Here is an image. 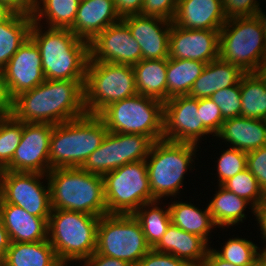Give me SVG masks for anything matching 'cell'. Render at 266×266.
Masks as SVG:
<instances>
[{
	"label": "cell",
	"mask_w": 266,
	"mask_h": 266,
	"mask_svg": "<svg viewBox=\"0 0 266 266\" xmlns=\"http://www.w3.org/2000/svg\"><path fill=\"white\" fill-rule=\"evenodd\" d=\"M85 80H45L16 96L11 114L26 123L60 124L85 116Z\"/></svg>",
	"instance_id": "obj_1"
},
{
	"label": "cell",
	"mask_w": 266,
	"mask_h": 266,
	"mask_svg": "<svg viewBox=\"0 0 266 266\" xmlns=\"http://www.w3.org/2000/svg\"><path fill=\"white\" fill-rule=\"evenodd\" d=\"M43 29L41 23L33 22L29 37L39 48L45 79L85 80L89 42L78 38L70 29Z\"/></svg>",
	"instance_id": "obj_2"
},
{
	"label": "cell",
	"mask_w": 266,
	"mask_h": 266,
	"mask_svg": "<svg viewBox=\"0 0 266 266\" xmlns=\"http://www.w3.org/2000/svg\"><path fill=\"white\" fill-rule=\"evenodd\" d=\"M52 209L107 215L103 177L82 168H55L47 174Z\"/></svg>",
	"instance_id": "obj_3"
},
{
	"label": "cell",
	"mask_w": 266,
	"mask_h": 266,
	"mask_svg": "<svg viewBox=\"0 0 266 266\" xmlns=\"http://www.w3.org/2000/svg\"><path fill=\"white\" fill-rule=\"evenodd\" d=\"M107 133L106 125L98 115L86 114L54 125L49 146L51 169L81 168Z\"/></svg>",
	"instance_id": "obj_4"
},
{
	"label": "cell",
	"mask_w": 266,
	"mask_h": 266,
	"mask_svg": "<svg viewBox=\"0 0 266 266\" xmlns=\"http://www.w3.org/2000/svg\"><path fill=\"white\" fill-rule=\"evenodd\" d=\"M100 217L76 211L52 209L48 219L47 240L61 264L81 261L96 250Z\"/></svg>",
	"instance_id": "obj_5"
},
{
	"label": "cell",
	"mask_w": 266,
	"mask_h": 266,
	"mask_svg": "<svg viewBox=\"0 0 266 266\" xmlns=\"http://www.w3.org/2000/svg\"><path fill=\"white\" fill-rule=\"evenodd\" d=\"M197 147L199 146L191 143L164 139L153 142L145 161L150 189L156 200L161 201L163 197L175 198L180 194L185 173L189 168V171L194 169L192 164Z\"/></svg>",
	"instance_id": "obj_6"
},
{
	"label": "cell",
	"mask_w": 266,
	"mask_h": 266,
	"mask_svg": "<svg viewBox=\"0 0 266 266\" xmlns=\"http://www.w3.org/2000/svg\"><path fill=\"white\" fill-rule=\"evenodd\" d=\"M98 116L108 132L163 139L164 102L139 93L109 104Z\"/></svg>",
	"instance_id": "obj_7"
},
{
	"label": "cell",
	"mask_w": 266,
	"mask_h": 266,
	"mask_svg": "<svg viewBox=\"0 0 266 266\" xmlns=\"http://www.w3.org/2000/svg\"><path fill=\"white\" fill-rule=\"evenodd\" d=\"M219 57L244 73L266 63V36L256 16L227 19L220 29Z\"/></svg>",
	"instance_id": "obj_8"
},
{
	"label": "cell",
	"mask_w": 266,
	"mask_h": 266,
	"mask_svg": "<svg viewBox=\"0 0 266 266\" xmlns=\"http://www.w3.org/2000/svg\"><path fill=\"white\" fill-rule=\"evenodd\" d=\"M137 93L132 66L88 61L84 84L87 114L98 115L109 104Z\"/></svg>",
	"instance_id": "obj_9"
},
{
	"label": "cell",
	"mask_w": 266,
	"mask_h": 266,
	"mask_svg": "<svg viewBox=\"0 0 266 266\" xmlns=\"http://www.w3.org/2000/svg\"><path fill=\"white\" fill-rule=\"evenodd\" d=\"M151 249L140 222L133 214L100 217L95 250L98 254L125 260L136 266Z\"/></svg>",
	"instance_id": "obj_10"
},
{
	"label": "cell",
	"mask_w": 266,
	"mask_h": 266,
	"mask_svg": "<svg viewBox=\"0 0 266 266\" xmlns=\"http://www.w3.org/2000/svg\"><path fill=\"white\" fill-rule=\"evenodd\" d=\"M102 177L107 214H133L143 204L156 200L145 160L125 164Z\"/></svg>",
	"instance_id": "obj_11"
},
{
	"label": "cell",
	"mask_w": 266,
	"mask_h": 266,
	"mask_svg": "<svg viewBox=\"0 0 266 266\" xmlns=\"http://www.w3.org/2000/svg\"><path fill=\"white\" fill-rule=\"evenodd\" d=\"M153 142L142 134L108 132L81 168L103 176L125 164L146 160Z\"/></svg>",
	"instance_id": "obj_12"
},
{
	"label": "cell",
	"mask_w": 266,
	"mask_h": 266,
	"mask_svg": "<svg viewBox=\"0 0 266 266\" xmlns=\"http://www.w3.org/2000/svg\"><path fill=\"white\" fill-rule=\"evenodd\" d=\"M45 178V184L42 179ZM47 180V181H46ZM0 203L17 205L33 216L49 218L52 212L47 176L42 173L0 171Z\"/></svg>",
	"instance_id": "obj_13"
},
{
	"label": "cell",
	"mask_w": 266,
	"mask_h": 266,
	"mask_svg": "<svg viewBox=\"0 0 266 266\" xmlns=\"http://www.w3.org/2000/svg\"><path fill=\"white\" fill-rule=\"evenodd\" d=\"M208 134L211 135L201 121L198 99L184 95L164 102V140L200 145V139Z\"/></svg>",
	"instance_id": "obj_14"
},
{
	"label": "cell",
	"mask_w": 266,
	"mask_h": 266,
	"mask_svg": "<svg viewBox=\"0 0 266 266\" xmlns=\"http://www.w3.org/2000/svg\"><path fill=\"white\" fill-rule=\"evenodd\" d=\"M53 127L49 123L23 122L21 141L4 170L46 175L51 170L49 146Z\"/></svg>",
	"instance_id": "obj_15"
},
{
	"label": "cell",
	"mask_w": 266,
	"mask_h": 266,
	"mask_svg": "<svg viewBox=\"0 0 266 266\" xmlns=\"http://www.w3.org/2000/svg\"><path fill=\"white\" fill-rule=\"evenodd\" d=\"M141 60L140 45L122 19L108 26L89 42V61L134 66Z\"/></svg>",
	"instance_id": "obj_16"
},
{
	"label": "cell",
	"mask_w": 266,
	"mask_h": 266,
	"mask_svg": "<svg viewBox=\"0 0 266 266\" xmlns=\"http://www.w3.org/2000/svg\"><path fill=\"white\" fill-rule=\"evenodd\" d=\"M3 69L12 100L46 80L39 48L30 37L19 47Z\"/></svg>",
	"instance_id": "obj_17"
},
{
	"label": "cell",
	"mask_w": 266,
	"mask_h": 266,
	"mask_svg": "<svg viewBox=\"0 0 266 266\" xmlns=\"http://www.w3.org/2000/svg\"><path fill=\"white\" fill-rule=\"evenodd\" d=\"M220 30L184 29L172 23L169 58L209 63L219 57Z\"/></svg>",
	"instance_id": "obj_18"
},
{
	"label": "cell",
	"mask_w": 266,
	"mask_h": 266,
	"mask_svg": "<svg viewBox=\"0 0 266 266\" xmlns=\"http://www.w3.org/2000/svg\"><path fill=\"white\" fill-rule=\"evenodd\" d=\"M122 20L140 45L142 59L156 60L169 57L172 21L142 15H131Z\"/></svg>",
	"instance_id": "obj_19"
},
{
	"label": "cell",
	"mask_w": 266,
	"mask_h": 266,
	"mask_svg": "<svg viewBox=\"0 0 266 266\" xmlns=\"http://www.w3.org/2000/svg\"><path fill=\"white\" fill-rule=\"evenodd\" d=\"M226 21L222 0H179L172 22L184 29L220 30Z\"/></svg>",
	"instance_id": "obj_20"
},
{
	"label": "cell",
	"mask_w": 266,
	"mask_h": 266,
	"mask_svg": "<svg viewBox=\"0 0 266 266\" xmlns=\"http://www.w3.org/2000/svg\"><path fill=\"white\" fill-rule=\"evenodd\" d=\"M113 0H83L70 31L85 41L90 42L111 24L120 21Z\"/></svg>",
	"instance_id": "obj_21"
},
{
	"label": "cell",
	"mask_w": 266,
	"mask_h": 266,
	"mask_svg": "<svg viewBox=\"0 0 266 266\" xmlns=\"http://www.w3.org/2000/svg\"><path fill=\"white\" fill-rule=\"evenodd\" d=\"M48 219L33 216L17 205L0 203V221L11 242L47 240Z\"/></svg>",
	"instance_id": "obj_22"
},
{
	"label": "cell",
	"mask_w": 266,
	"mask_h": 266,
	"mask_svg": "<svg viewBox=\"0 0 266 266\" xmlns=\"http://www.w3.org/2000/svg\"><path fill=\"white\" fill-rule=\"evenodd\" d=\"M216 138L246 153L256 150L266 146V120L242 116L225 119Z\"/></svg>",
	"instance_id": "obj_23"
},
{
	"label": "cell",
	"mask_w": 266,
	"mask_h": 266,
	"mask_svg": "<svg viewBox=\"0 0 266 266\" xmlns=\"http://www.w3.org/2000/svg\"><path fill=\"white\" fill-rule=\"evenodd\" d=\"M208 244L203 238L188 233L171 223L153 249L174 255L186 261L190 266H199L211 248Z\"/></svg>",
	"instance_id": "obj_24"
},
{
	"label": "cell",
	"mask_w": 266,
	"mask_h": 266,
	"mask_svg": "<svg viewBox=\"0 0 266 266\" xmlns=\"http://www.w3.org/2000/svg\"><path fill=\"white\" fill-rule=\"evenodd\" d=\"M244 72L220 57L206 63L201 75L194 82L188 96L195 99L210 98L220 89L237 85Z\"/></svg>",
	"instance_id": "obj_25"
},
{
	"label": "cell",
	"mask_w": 266,
	"mask_h": 266,
	"mask_svg": "<svg viewBox=\"0 0 266 266\" xmlns=\"http://www.w3.org/2000/svg\"><path fill=\"white\" fill-rule=\"evenodd\" d=\"M215 193L212 200L209 201L208 208L213 222L218 228H228L242 223L246 219L244 212L247 205L250 207L248 209H251V212L255 215V208L250 202L228 191L222 185H218V191Z\"/></svg>",
	"instance_id": "obj_26"
},
{
	"label": "cell",
	"mask_w": 266,
	"mask_h": 266,
	"mask_svg": "<svg viewBox=\"0 0 266 266\" xmlns=\"http://www.w3.org/2000/svg\"><path fill=\"white\" fill-rule=\"evenodd\" d=\"M4 261L5 266H61L48 240L11 242Z\"/></svg>",
	"instance_id": "obj_27"
},
{
	"label": "cell",
	"mask_w": 266,
	"mask_h": 266,
	"mask_svg": "<svg viewBox=\"0 0 266 266\" xmlns=\"http://www.w3.org/2000/svg\"><path fill=\"white\" fill-rule=\"evenodd\" d=\"M171 223L180 229L203 238L207 243L211 237L210 233L216 225L213 222L208 205L203 209H199L196 205L188 202L169 203Z\"/></svg>",
	"instance_id": "obj_28"
},
{
	"label": "cell",
	"mask_w": 266,
	"mask_h": 266,
	"mask_svg": "<svg viewBox=\"0 0 266 266\" xmlns=\"http://www.w3.org/2000/svg\"><path fill=\"white\" fill-rule=\"evenodd\" d=\"M139 94L167 100V59H142L132 66Z\"/></svg>",
	"instance_id": "obj_29"
},
{
	"label": "cell",
	"mask_w": 266,
	"mask_h": 266,
	"mask_svg": "<svg viewBox=\"0 0 266 266\" xmlns=\"http://www.w3.org/2000/svg\"><path fill=\"white\" fill-rule=\"evenodd\" d=\"M32 15L12 13L0 22V67H4L29 38Z\"/></svg>",
	"instance_id": "obj_30"
},
{
	"label": "cell",
	"mask_w": 266,
	"mask_h": 266,
	"mask_svg": "<svg viewBox=\"0 0 266 266\" xmlns=\"http://www.w3.org/2000/svg\"><path fill=\"white\" fill-rule=\"evenodd\" d=\"M206 63L189 59L167 58V100L188 95Z\"/></svg>",
	"instance_id": "obj_31"
},
{
	"label": "cell",
	"mask_w": 266,
	"mask_h": 266,
	"mask_svg": "<svg viewBox=\"0 0 266 266\" xmlns=\"http://www.w3.org/2000/svg\"><path fill=\"white\" fill-rule=\"evenodd\" d=\"M42 4V5H41ZM79 0H35L33 22L40 24L43 18L47 28L70 29L79 8Z\"/></svg>",
	"instance_id": "obj_32"
},
{
	"label": "cell",
	"mask_w": 266,
	"mask_h": 266,
	"mask_svg": "<svg viewBox=\"0 0 266 266\" xmlns=\"http://www.w3.org/2000/svg\"><path fill=\"white\" fill-rule=\"evenodd\" d=\"M241 116L266 120V85L256 72L244 73L240 79Z\"/></svg>",
	"instance_id": "obj_33"
},
{
	"label": "cell",
	"mask_w": 266,
	"mask_h": 266,
	"mask_svg": "<svg viewBox=\"0 0 266 266\" xmlns=\"http://www.w3.org/2000/svg\"><path fill=\"white\" fill-rule=\"evenodd\" d=\"M160 200L145 203L133 215L140 222L147 243L153 249L171 224L169 206L161 208Z\"/></svg>",
	"instance_id": "obj_34"
},
{
	"label": "cell",
	"mask_w": 266,
	"mask_h": 266,
	"mask_svg": "<svg viewBox=\"0 0 266 266\" xmlns=\"http://www.w3.org/2000/svg\"><path fill=\"white\" fill-rule=\"evenodd\" d=\"M212 249L220 258L235 266H257L266 257L260 247L241 237L229 238L221 250Z\"/></svg>",
	"instance_id": "obj_35"
},
{
	"label": "cell",
	"mask_w": 266,
	"mask_h": 266,
	"mask_svg": "<svg viewBox=\"0 0 266 266\" xmlns=\"http://www.w3.org/2000/svg\"><path fill=\"white\" fill-rule=\"evenodd\" d=\"M23 132V121L17 120L11 113L0 115V171L11 162Z\"/></svg>",
	"instance_id": "obj_36"
},
{
	"label": "cell",
	"mask_w": 266,
	"mask_h": 266,
	"mask_svg": "<svg viewBox=\"0 0 266 266\" xmlns=\"http://www.w3.org/2000/svg\"><path fill=\"white\" fill-rule=\"evenodd\" d=\"M228 191L246 199L256 208L266 197L255 176L246 168L222 184Z\"/></svg>",
	"instance_id": "obj_37"
},
{
	"label": "cell",
	"mask_w": 266,
	"mask_h": 266,
	"mask_svg": "<svg viewBox=\"0 0 266 266\" xmlns=\"http://www.w3.org/2000/svg\"><path fill=\"white\" fill-rule=\"evenodd\" d=\"M216 161L218 185H222L229 178L234 177L237 173L247 168V153L236 148L229 147L222 151Z\"/></svg>",
	"instance_id": "obj_38"
},
{
	"label": "cell",
	"mask_w": 266,
	"mask_h": 266,
	"mask_svg": "<svg viewBox=\"0 0 266 266\" xmlns=\"http://www.w3.org/2000/svg\"><path fill=\"white\" fill-rule=\"evenodd\" d=\"M210 98L220 108L224 119L241 116L240 82L237 85L218 90Z\"/></svg>",
	"instance_id": "obj_39"
},
{
	"label": "cell",
	"mask_w": 266,
	"mask_h": 266,
	"mask_svg": "<svg viewBox=\"0 0 266 266\" xmlns=\"http://www.w3.org/2000/svg\"><path fill=\"white\" fill-rule=\"evenodd\" d=\"M198 110H200L203 126L211 133L212 137H215L225 120L220 108L211 98H202L198 99Z\"/></svg>",
	"instance_id": "obj_40"
},
{
	"label": "cell",
	"mask_w": 266,
	"mask_h": 266,
	"mask_svg": "<svg viewBox=\"0 0 266 266\" xmlns=\"http://www.w3.org/2000/svg\"><path fill=\"white\" fill-rule=\"evenodd\" d=\"M177 2V0H144L140 15L173 21Z\"/></svg>",
	"instance_id": "obj_41"
},
{
	"label": "cell",
	"mask_w": 266,
	"mask_h": 266,
	"mask_svg": "<svg viewBox=\"0 0 266 266\" xmlns=\"http://www.w3.org/2000/svg\"><path fill=\"white\" fill-rule=\"evenodd\" d=\"M247 169L266 194V146L247 152Z\"/></svg>",
	"instance_id": "obj_42"
},
{
	"label": "cell",
	"mask_w": 266,
	"mask_h": 266,
	"mask_svg": "<svg viewBox=\"0 0 266 266\" xmlns=\"http://www.w3.org/2000/svg\"><path fill=\"white\" fill-rule=\"evenodd\" d=\"M227 19L255 16L260 3L257 0H222Z\"/></svg>",
	"instance_id": "obj_43"
},
{
	"label": "cell",
	"mask_w": 266,
	"mask_h": 266,
	"mask_svg": "<svg viewBox=\"0 0 266 266\" xmlns=\"http://www.w3.org/2000/svg\"><path fill=\"white\" fill-rule=\"evenodd\" d=\"M136 266H190L186 261L168 254L151 249Z\"/></svg>",
	"instance_id": "obj_44"
},
{
	"label": "cell",
	"mask_w": 266,
	"mask_h": 266,
	"mask_svg": "<svg viewBox=\"0 0 266 266\" xmlns=\"http://www.w3.org/2000/svg\"><path fill=\"white\" fill-rule=\"evenodd\" d=\"M117 14L122 19L131 15H140L144 0H113Z\"/></svg>",
	"instance_id": "obj_45"
},
{
	"label": "cell",
	"mask_w": 266,
	"mask_h": 266,
	"mask_svg": "<svg viewBox=\"0 0 266 266\" xmlns=\"http://www.w3.org/2000/svg\"><path fill=\"white\" fill-rule=\"evenodd\" d=\"M83 266H133L129 262L117 258L108 257L105 255L93 253L90 257L83 260Z\"/></svg>",
	"instance_id": "obj_46"
},
{
	"label": "cell",
	"mask_w": 266,
	"mask_h": 266,
	"mask_svg": "<svg viewBox=\"0 0 266 266\" xmlns=\"http://www.w3.org/2000/svg\"><path fill=\"white\" fill-rule=\"evenodd\" d=\"M12 98L6 85V79L3 67H0V115L11 113Z\"/></svg>",
	"instance_id": "obj_47"
},
{
	"label": "cell",
	"mask_w": 266,
	"mask_h": 266,
	"mask_svg": "<svg viewBox=\"0 0 266 266\" xmlns=\"http://www.w3.org/2000/svg\"><path fill=\"white\" fill-rule=\"evenodd\" d=\"M13 13L22 15H32L35 1L34 0H0Z\"/></svg>",
	"instance_id": "obj_48"
},
{
	"label": "cell",
	"mask_w": 266,
	"mask_h": 266,
	"mask_svg": "<svg viewBox=\"0 0 266 266\" xmlns=\"http://www.w3.org/2000/svg\"><path fill=\"white\" fill-rule=\"evenodd\" d=\"M256 221L258 222L257 224L258 227H260V234H262V237L264 241L266 242V197L264 200L255 208V215ZM265 247V248H264ZM263 247V251L266 254V243Z\"/></svg>",
	"instance_id": "obj_49"
},
{
	"label": "cell",
	"mask_w": 266,
	"mask_h": 266,
	"mask_svg": "<svg viewBox=\"0 0 266 266\" xmlns=\"http://www.w3.org/2000/svg\"><path fill=\"white\" fill-rule=\"evenodd\" d=\"M199 266H235L234 264L227 262L220 258L212 248L207 252L206 257L200 263Z\"/></svg>",
	"instance_id": "obj_50"
},
{
	"label": "cell",
	"mask_w": 266,
	"mask_h": 266,
	"mask_svg": "<svg viewBox=\"0 0 266 266\" xmlns=\"http://www.w3.org/2000/svg\"><path fill=\"white\" fill-rule=\"evenodd\" d=\"M10 239L8 232L2 222L0 221V259H4L6 255V251L10 246Z\"/></svg>",
	"instance_id": "obj_51"
},
{
	"label": "cell",
	"mask_w": 266,
	"mask_h": 266,
	"mask_svg": "<svg viewBox=\"0 0 266 266\" xmlns=\"http://www.w3.org/2000/svg\"><path fill=\"white\" fill-rule=\"evenodd\" d=\"M255 16L258 19L261 25V28L263 29L265 36H266V13L265 11L263 12L262 8L259 7Z\"/></svg>",
	"instance_id": "obj_52"
},
{
	"label": "cell",
	"mask_w": 266,
	"mask_h": 266,
	"mask_svg": "<svg viewBox=\"0 0 266 266\" xmlns=\"http://www.w3.org/2000/svg\"><path fill=\"white\" fill-rule=\"evenodd\" d=\"M13 12L0 2V22L7 19Z\"/></svg>",
	"instance_id": "obj_53"
},
{
	"label": "cell",
	"mask_w": 266,
	"mask_h": 266,
	"mask_svg": "<svg viewBox=\"0 0 266 266\" xmlns=\"http://www.w3.org/2000/svg\"><path fill=\"white\" fill-rule=\"evenodd\" d=\"M256 73L262 78L264 84L266 85V67L263 66Z\"/></svg>",
	"instance_id": "obj_54"
},
{
	"label": "cell",
	"mask_w": 266,
	"mask_h": 266,
	"mask_svg": "<svg viewBox=\"0 0 266 266\" xmlns=\"http://www.w3.org/2000/svg\"><path fill=\"white\" fill-rule=\"evenodd\" d=\"M257 266H266V257Z\"/></svg>",
	"instance_id": "obj_55"
},
{
	"label": "cell",
	"mask_w": 266,
	"mask_h": 266,
	"mask_svg": "<svg viewBox=\"0 0 266 266\" xmlns=\"http://www.w3.org/2000/svg\"><path fill=\"white\" fill-rule=\"evenodd\" d=\"M0 266H5V261H4V259H0Z\"/></svg>",
	"instance_id": "obj_56"
}]
</instances>
